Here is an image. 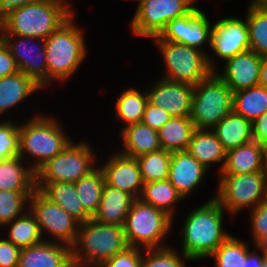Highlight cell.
I'll return each mask as SVG.
<instances>
[{
  "mask_svg": "<svg viewBox=\"0 0 267 267\" xmlns=\"http://www.w3.org/2000/svg\"><path fill=\"white\" fill-rule=\"evenodd\" d=\"M223 213L224 208L212 198L188 215L182 230L184 259L210 257L230 236L222 229Z\"/></svg>",
  "mask_w": 267,
  "mask_h": 267,
  "instance_id": "cell-1",
  "label": "cell"
},
{
  "mask_svg": "<svg viewBox=\"0 0 267 267\" xmlns=\"http://www.w3.org/2000/svg\"><path fill=\"white\" fill-rule=\"evenodd\" d=\"M128 246L123 226L105 224L91 218L80 223L76 240L71 246L73 266L98 267Z\"/></svg>",
  "mask_w": 267,
  "mask_h": 267,
  "instance_id": "cell-2",
  "label": "cell"
},
{
  "mask_svg": "<svg viewBox=\"0 0 267 267\" xmlns=\"http://www.w3.org/2000/svg\"><path fill=\"white\" fill-rule=\"evenodd\" d=\"M68 3L60 0H41L18 7L0 24V35L30 36L47 39L73 12Z\"/></svg>",
  "mask_w": 267,
  "mask_h": 267,
  "instance_id": "cell-3",
  "label": "cell"
},
{
  "mask_svg": "<svg viewBox=\"0 0 267 267\" xmlns=\"http://www.w3.org/2000/svg\"><path fill=\"white\" fill-rule=\"evenodd\" d=\"M72 18L45 39L48 84L69 79L86 57L83 33L73 25Z\"/></svg>",
  "mask_w": 267,
  "mask_h": 267,
  "instance_id": "cell-4",
  "label": "cell"
},
{
  "mask_svg": "<svg viewBox=\"0 0 267 267\" xmlns=\"http://www.w3.org/2000/svg\"><path fill=\"white\" fill-rule=\"evenodd\" d=\"M153 39L160 48L167 67L163 78L196 86L215 72L214 59H210L201 48L162 40L159 36Z\"/></svg>",
  "mask_w": 267,
  "mask_h": 267,
  "instance_id": "cell-5",
  "label": "cell"
},
{
  "mask_svg": "<svg viewBox=\"0 0 267 267\" xmlns=\"http://www.w3.org/2000/svg\"><path fill=\"white\" fill-rule=\"evenodd\" d=\"M55 119L42 115L35 116L19 126V156L26 152L36 157L31 169L35 172L48 160L61 153L71 142Z\"/></svg>",
  "mask_w": 267,
  "mask_h": 267,
  "instance_id": "cell-6",
  "label": "cell"
},
{
  "mask_svg": "<svg viewBox=\"0 0 267 267\" xmlns=\"http://www.w3.org/2000/svg\"><path fill=\"white\" fill-rule=\"evenodd\" d=\"M233 111V91L215 72L194 86L190 119L196 129L212 130Z\"/></svg>",
  "mask_w": 267,
  "mask_h": 267,
  "instance_id": "cell-7",
  "label": "cell"
},
{
  "mask_svg": "<svg viewBox=\"0 0 267 267\" xmlns=\"http://www.w3.org/2000/svg\"><path fill=\"white\" fill-rule=\"evenodd\" d=\"M171 223L172 217L166 212L135 199L123 225L126 241L131 247L143 245L145 250L166 247L160 243L168 234Z\"/></svg>",
  "mask_w": 267,
  "mask_h": 267,
  "instance_id": "cell-8",
  "label": "cell"
},
{
  "mask_svg": "<svg viewBox=\"0 0 267 267\" xmlns=\"http://www.w3.org/2000/svg\"><path fill=\"white\" fill-rule=\"evenodd\" d=\"M220 178L217 196L213 198L232 215L250 205L255 208L267 199L266 171L221 175Z\"/></svg>",
  "mask_w": 267,
  "mask_h": 267,
  "instance_id": "cell-9",
  "label": "cell"
},
{
  "mask_svg": "<svg viewBox=\"0 0 267 267\" xmlns=\"http://www.w3.org/2000/svg\"><path fill=\"white\" fill-rule=\"evenodd\" d=\"M94 154L85 142L69 143L66 148L36 171V183H76L88 175L93 167Z\"/></svg>",
  "mask_w": 267,
  "mask_h": 267,
  "instance_id": "cell-10",
  "label": "cell"
},
{
  "mask_svg": "<svg viewBox=\"0 0 267 267\" xmlns=\"http://www.w3.org/2000/svg\"><path fill=\"white\" fill-rule=\"evenodd\" d=\"M195 0H142L138 3L131 28L134 34L155 38L169 21L189 14ZM193 4V5H192Z\"/></svg>",
  "mask_w": 267,
  "mask_h": 267,
  "instance_id": "cell-11",
  "label": "cell"
},
{
  "mask_svg": "<svg viewBox=\"0 0 267 267\" xmlns=\"http://www.w3.org/2000/svg\"><path fill=\"white\" fill-rule=\"evenodd\" d=\"M29 200L31 213L36 218L41 235L46 230L55 240L71 247L76 240L80 222L46 198L38 189L32 193Z\"/></svg>",
  "mask_w": 267,
  "mask_h": 267,
  "instance_id": "cell-12",
  "label": "cell"
},
{
  "mask_svg": "<svg viewBox=\"0 0 267 267\" xmlns=\"http://www.w3.org/2000/svg\"><path fill=\"white\" fill-rule=\"evenodd\" d=\"M13 38L18 40L14 42ZM0 39L10 49L20 72L30 77L41 88L47 85L48 73L44 39L17 35H0ZM36 40H41L42 46L34 48V44H32L29 48V42Z\"/></svg>",
  "mask_w": 267,
  "mask_h": 267,
  "instance_id": "cell-13",
  "label": "cell"
},
{
  "mask_svg": "<svg viewBox=\"0 0 267 267\" xmlns=\"http://www.w3.org/2000/svg\"><path fill=\"white\" fill-rule=\"evenodd\" d=\"M210 47L222 60L250 50L247 20L234 17L218 20L212 26Z\"/></svg>",
  "mask_w": 267,
  "mask_h": 267,
  "instance_id": "cell-14",
  "label": "cell"
},
{
  "mask_svg": "<svg viewBox=\"0 0 267 267\" xmlns=\"http://www.w3.org/2000/svg\"><path fill=\"white\" fill-rule=\"evenodd\" d=\"M209 23L203 11L195 7L189 14L169 21L159 37L199 49L207 41L210 45L212 26Z\"/></svg>",
  "mask_w": 267,
  "mask_h": 267,
  "instance_id": "cell-15",
  "label": "cell"
},
{
  "mask_svg": "<svg viewBox=\"0 0 267 267\" xmlns=\"http://www.w3.org/2000/svg\"><path fill=\"white\" fill-rule=\"evenodd\" d=\"M194 86L162 78L147 92L148 101L172 117H190Z\"/></svg>",
  "mask_w": 267,
  "mask_h": 267,
  "instance_id": "cell-16",
  "label": "cell"
},
{
  "mask_svg": "<svg viewBox=\"0 0 267 267\" xmlns=\"http://www.w3.org/2000/svg\"><path fill=\"white\" fill-rule=\"evenodd\" d=\"M101 169L107 185L130 194L134 199H140L144 182L136 158L119 152L110 157Z\"/></svg>",
  "mask_w": 267,
  "mask_h": 267,
  "instance_id": "cell-17",
  "label": "cell"
},
{
  "mask_svg": "<svg viewBox=\"0 0 267 267\" xmlns=\"http://www.w3.org/2000/svg\"><path fill=\"white\" fill-rule=\"evenodd\" d=\"M262 57L247 50L226 60L224 71L215 73L233 91L258 85Z\"/></svg>",
  "mask_w": 267,
  "mask_h": 267,
  "instance_id": "cell-18",
  "label": "cell"
},
{
  "mask_svg": "<svg viewBox=\"0 0 267 267\" xmlns=\"http://www.w3.org/2000/svg\"><path fill=\"white\" fill-rule=\"evenodd\" d=\"M17 267H74L71 247L43 240L21 249Z\"/></svg>",
  "mask_w": 267,
  "mask_h": 267,
  "instance_id": "cell-19",
  "label": "cell"
},
{
  "mask_svg": "<svg viewBox=\"0 0 267 267\" xmlns=\"http://www.w3.org/2000/svg\"><path fill=\"white\" fill-rule=\"evenodd\" d=\"M206 172L207 168L188 151L172 153L168 180L183 199L195 190Z\"/></svg>",
  "mask_w": 267,
  "mask_h": 267,
  "instance_id": "cell-20",
  "label": "cell"
},
{
  "mask_svg": "<svg viewBox=\"0 0 267 267\" xmlns=\"http://www.w3.org/2000/svg\"><path fill=\"white\" fill-rule=\"evenodd\" d=\"M264 170L263 146L255 141L226 152L222 175L248 174Z\"/></svg>",
  "mask_w": 267,
  "mask_h": 267,
  "instance_id": "cell-21",
  "label": "cell"
},
{
  "mask_svg": "<svg viewBox=\"0 0 267 267\" xmlns=\"http://www.w3.org/2000/svg\"><path fill=\"white\" fill-rule=\"evenodd\" d=\"M134 200L130 194L105 183L99 208L92 218L101 223L123 226Z\"/></svg>",
  "mask_w": 267,
  "mask_h": 267,
  "instance_id": "cell-22",
  "label": "cell"
},
{
  "mask_svg": "<svg viewBox=\"0 0 267 267\" xmlns=\"http://www.w3.org/2000/svg\"><path fill=\"white\" fill-rule=\"evenodd\" d=\"M36 189H38L46 198L63 208L80 223H84L92 218L79 201L74 183H36Z\"/></svg>",
  "mask_w": 267,
  "mask_h": 267,
  "instance_id": "cell-23",
  "label": "cell"
},
{
  "mask_svg": "<svg viewBox=\"0 0 267 267\" xmlns=\"http://www.w3.org/2000/svg\"><path fill=\"white\" fill-rule=\"evenodd\" d=\"M212 130L226 152L253 141L252 122L234 111L228 113Z\"/></svg>",
  "mask_w": 267,
  "mask_h": 267,
  "instance_id": "cell-24",
  "label": "cell"
},
{
  "mask_svg": "<svg viewBox=\"0 0 267 267\" xmlns=\"http://www.w3.org/2000/svg\"><path fill=\"white\" fill-rule=\"evenodd\" d=\"M123 138V155L137 158L161 149L158 131L142 122L128 125L121 131Z\"/></svg>",
  "mask_w": 267,
  "mask_h": 267,
  "instance_id": "cell-25",
  "label": "cell"
},
{
  "mask_svg": "<svg viewBox=\"0 0 267 267\" xmlns=\"http://www.w3.org/2000/svg\"><path fill=\"white\" fill-rule=\"evenodd\" d=\"M187 151L207 169L210 164L226 161V151L214 131L208 129H195Z\"/></svg>",
  "mask_w": 267,
  "mask_h": 267,
  "instance_id": "cell-26",
  "label": "cell"
},
{
  "mask_svg": "<svg viewBox=\"0 0 267 267\" xmlns=\"http://www.w3.org/2000/svg\"><path fill=\"white\" fill-rule=\"evenodd\" d=\"M20 156L0 162V191L34 192L36 190V172L22 165Z\"/></svg>",
  "mask_w": 267,
  "mask_h": 267,
  "instance_id": "cell-27",
  "label": "cell"
},
{
  "mask_svg": "<svg viewBox=\"0 0 267 267\" xmlns=\"http://www.w3.org/2000/svg\"><path fill=\"white\" fill-rule=\"evenodd\" d=\"M190 117H171L159 130V143L168 152L187 151L195 130Z\"/></svg>",
  "mask_w": 267,
  "mask_h": 267,
  "instance_id": "cell-28",
  "label": "cell"
},
{
  "mask_svg": "<svg viewBox=\"0 0 267 267\" xmlns=\"http://www.w3.org/2000/svg\"><path fill=\"white\" fill-rule=\"evenodd\" d=\"M30 77L18 71L0 78V114L40 89Z\"/></svg>",
  "mask_w": 267,
  "mask_h": 267,
  "instance_id": "cell-29",
  "label": "cell"
},
{
  "mask_svg": "<svg viewBox=\"0 0 267 267\" xmlns=\"http://www.w3.org/2000/svg\"><path fill=\"white\" fill-rule=\"evenodd\" d=\"M233 111L253 122L267 111V89L256 85L233 92Z\"/></svg>",
  "mask_w": 267,
  "mask_h": 267,
  "instance_id": "cell-30",
  "label": "cell"
},
{
  "mask_svg": "<svg viewBox=\"0 0 267 267\" xmlns=\"http://www.w3.org/2000/svg\"><path fill=\"white\" fill-rule=\"evenodd\" d=\"M74 185L79 201L93 217L99 208L105 185L102 169L100 167L95 168L88 175L80 178Z\"/></svg>",
  "mask_w": 267,
  "mask_h": 267,
  "instance_id": "cell-31",
  "label": "cell"
},
{
  "mask_svg": "<svg viewBox=\"0 0 267 267\" xmlns=\"http://www.w3.org/2000/svg\"><path fill=\"white\" fill-rule=\"evenodd\" d=\"M140 199L173 217V207L176 202L183 199L176 188L167 179L144 183Z\"/></svg>",
  "mask_w": 267,
  "mask_h": 267,
  "instance_id": "cell-32",
  "label": "cell"
},
{
  "mask_svg": "<svg viewBox=\"0 0 267 267\" xmlns=\"http://www.w3.org/2000/svg\"><path fill=\"white\" fill-rule=\"evenodd\" d=\"M6 225L10 227L9 236L6 239L20 249L43 241L36 218L29 211Z\"/></svg>",
  "mask_w": 267,
  "mask_h": 267,
  "instance_id": "cell-33",
  "label": "cell"
},
{
  "mask_svg": "<svg viewBox=\"0 0 267 267\" xmlns=\"http://www.w3.org/2000/svg\"><path fill=\"white\" fill-rule=\"evenodd\" d=\"M148 103V95L140 93L134 88H128L118 98L116 104V117L123 120L128 125L139 123L142 121L146 105Z\"/></svg>",
  "mask_w": 267,
  "mask_h": 267,
  "instance_id": "cell-34",
  "label": "cell"
},
{
  "mask_svg": "<svg viewBox=\"0 0 267 267\" xmlns=\"http://www.w3.org/2000/svg\"><path fill=\"white\" fill-rule=\"evenodd\" d=\"M172 153L160 149L136 158L144 183L164 181L169 177V164Z\"/></svg>",
  "mask_w": 267,
  "mask_h": 267,
  "instance_id": "cell-35",
  "label": "cell"
},
{
  "mask_svg": "<svg viewBox=\"0 0 267 267\" xmlns=\"http://www.w3.org/2000/svg\"><path fill=\"white\" fill-rule=\"evenodd\" d=\"M250 38V50L260 57H267V10L249 6L246 16Z\"/></svg>",
  "mask_w": 267,
  "mask_h": 267,
  "instance_id": "cell-36",
  "label": "cell"
},
{
  "mask_svg": "<svg viewBox=\"0 0 267 267\" xmlns=\"http://www.w3.org/2000/svg\"><path fill=\"white\" fill-rule=\"evenodd\" d=\"M249 252L246 243L230 235L210 256L214 257L216 267H245Z\"/></svg>",
  "mask_w": 267,
  "mask_h": 267,
  "instance_id": "cell-37",
  "label": "cell"
},
{
  "mask_svg": "<svg viewBox=\"0 0 267 267\" xmlns=\"http://www.w3.org/2000/svg\"><path fill=\"white\" fill-rule=\"evenodd\" d=\"M33 192L0 191V225H5L23 215L26 202ZM28 200V201H27Z\"/></svg>",
  "mask_w": 267,
  "mask_h": 267,
  "instance_id": "cell-38",
  "label": "cell"
},
{
  "mask_svg": "<svg viewBox=\"0 0 267 267\" xmlns=\"http://www.w3.org/2000/svg\"><path fill=\"white\" fill-rule=\"evenodd\" d=\"M146 252L147 258H141V267H186L181 256L168 246Z\"/></svg>",
  "mask_w": 267,
  "mask_h": 267,
  "instance_id": "cell-39",
  "label": "cell"
},
{
  "mask_svg": "<svg viewBox=\"0 0 267 267\" xmlns=\"http://www.w3.org/2000/svg\"><path fill=\"white\" fill-rule=\"evenodd\" d=\"M19 156V126L11 121L0 122V162Z\"/></svg>",
  "mask_w": 267,
  "mask_h": 267,
  "instance_id": "cell-40",
  "label": "cell"
},
{
  "mask_svg": "<svg viewBox=\"0 0 267 267\" xmlns=\"http://www.w3.org/2000/svg\"><path fill=\"white\" fill-rule=\"evenodd\" d=\"M140 248L128 246L113 258L101 263L98 267H141Z\"/></svg>",
  "mask_w": 267,
  "mask_h": 267,
  "instance_id": "cell-41",
  "label": "cell"
},
{
  "mask_svg": "<svg viewBox=\"0 0 267 267\" xmlns=\"http://www.w3.org/2000/svg\"><path fill=\"white\" fill-rule=\"evenodd\" d=\"M252 233L257 245L262 239L267 237V199L261 201L251 211Z\"/></svg>",
  "mask_w": 267,
  "mask_h": 267,
  "instance_id": "cell-42",
  "label": "cell"
},
{
  "mask_svg": "<svg viewBox=\"0 0 267 267\" xmlns=\"http://www.w3.org/2000/svg\"><path fill=\"white\" fill-rule=\"evenodd\" d=\"M171 117L172 116L166 110L148 101L141 122L151 129L158 131Z\"/></svg>",
  "mask_w": 267,
  "mask_h": 267,
  "instance_id": "cell-43",
  "label": "cell"
},
{
  "mask_svg": "<svg viewBox=\"0 0 267 267\" xmlns=\"http://www.w3.org/2000/svg\"><path fill=\"white\" fill-rule=\"evenodd\" d=\"M21 249L7 239L0 240V267H17Z\"/></svg>",
  "mask_w": 267,
  "mask_h": 267,
  "instance_id": "cell-44",
  "label": "cell"
},
{
  "mask_svg": "<svg viewBox=\"0 0 267 267\" xmlns=\"http://www.w3.org/2000/svg\"><path fill=\"white\" fill-rule=\"evenodd\" d=\"M18 67L10 49L0 39V78L17 73Z\"/></svg>",
  "mask_w": 267,
  "mask_h": 267,
  "instance_id": "cell-45",
  "label": "cell"
},
{
  "mask_svg": "<svg viewBox=\"0 0 267 267\" xmlns=\"http://www.w3.org/2000/svg\"><path fill=\"white\" fill-rule=\"evenodd\" d=\"M253 141L264 146L267 144V111L252 122Z\"/></svg>",
  "mask_w": 267,
  "mask_h": 267,
  "instance_id": "cell-46",
  "label": "cell"
},
{
  "mask_svg": "<svg viewBox=\"0 0 267 267\" xmlns=\"http://www.w3.org/2000/svg\"><path fill=\"white\" fill-rule=\"evenodd\" d=\"M41 0H0V24L18 7L26 6Z\"/></svg>",
  "mask_w": 267,
  "mask_h": 267,
  "instance_id": "cell-47",
  "label": "cell"
},
{
  "mask_svg": "<svg viewBox=\"0 0 267 267\" xmlns=\"http://www.w3.org/2000/svg\"><path fill=\"white\" fill-rule=\"evenodd\" d=\"M261 252H263L262 255H259L257 251L249 252L245 258V267H262L267 254L264 251Z\"/></svg>",
  "mask_w": 267,
  "mask_h": 267,
  "instance_id": "cell-48",
  "label": "cell"
},
{
  "mask_svg": "<svg viewBox=\"0 0 267 267\" xmlns=\"http://www.w3.org/2000/svg\"><path fill=\"white\" fill-rule=\"evenodd\" d=\"M258 85L263 86L267 89V57L262 58Z\"/></svg>",
  "mask_w": 267,
  "mask_h": 267,
  "instance_id": "cell-49",
  "label": "cell"
},
{
  "mask_svg": "<svg viewBox=\"0 0 267 267\" xmlns=\"http://www.w3.org/2000/svg\"><path fill=\"white\" fill-rule=\"evenodd\" d=\"M251 3L258 8L267 10V0H253Z\"/></svg>",
  "mask_w": 267,
  "mask_h": 267,
  "instance_id": "cell-50",
  "label": "cell"
},
{
  "mask_svg": "<svg viewBox=\"0 0 267 267\" xmlns=\"http://www.w3.org/2000/svg\"><path fill=\"white\" fill-rule=\"evenodd\" d=\"M257 249H261V251H264L267 254V237L262 239L257 245Z\"/></svg>",
  "mask_w": 267,
  "mask_h": 267,
  "instance_id": "cell-51",
  "label": "cell"
},
{
  "mask_svg": "<svg viewBox=\"0 0 267 267\" xmlns=\"http://www.w3.org/2000/svg\"><path fill=\"white\" fill-rule=\"evenodd\" d=\"M264 150V170L267 172V144L263 146Z\"/></svg>",
  "mask_w": 267,
  "mask_h": 267,
  "instance_id": "cell-52",
  "label": "cell"
},
{
  "mask_svg": "<svg viewBox=\"0 0 267 267\" xmlns=\"http://www.w3.org/2000/svg\"><path fill=\"white\" fill-rule=\"evenodd\" d=\"M262 267H267V256L265 257L263 261Z\"/></svg>",
  "mask_w": 267,
  "mask_h": 267,
  "instance_id": "cell-53",
  "label": "cell"
}]
</instances>
